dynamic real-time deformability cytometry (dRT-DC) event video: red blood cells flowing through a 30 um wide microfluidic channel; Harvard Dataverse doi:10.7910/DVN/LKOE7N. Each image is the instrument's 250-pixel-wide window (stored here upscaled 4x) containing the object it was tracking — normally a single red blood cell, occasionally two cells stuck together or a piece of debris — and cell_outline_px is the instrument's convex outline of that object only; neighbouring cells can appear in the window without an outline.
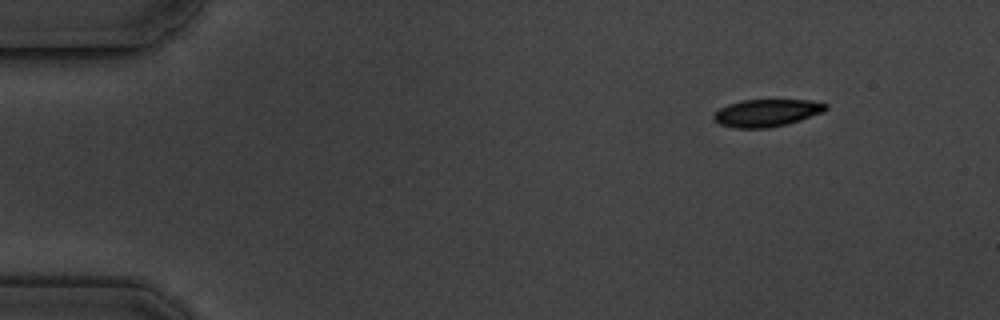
{"species": "common noctule bat (a hibernating species)", "species_latin": "Nyctalus noctula", "temperature_condition": "cold", "stored_images_in_passage": 4, "camera_frame_rate_fps": 3000, "um_per_image_px": 0.085, "animal": {"sex": "male", "body_mass_g": 19.5, "forearm_length_mm": 54.6}, "frame": {"image": 1, "passage_image": 1, "time_ms": 0.0, "image_size_px": [1000, 320], "cell_outline_px": [[828, 108], [824, 112], [788, 124], [768, 128], [736, 128], [720, 124], [712, 120], [712, 116], [720, 108], [728, 104], [740, 100], [808, 100], [828, 104]], "centroid_in_image_um": [65.16, 9.6], "position_along_channel_um": 19.8, "area_um2": 17.98}}
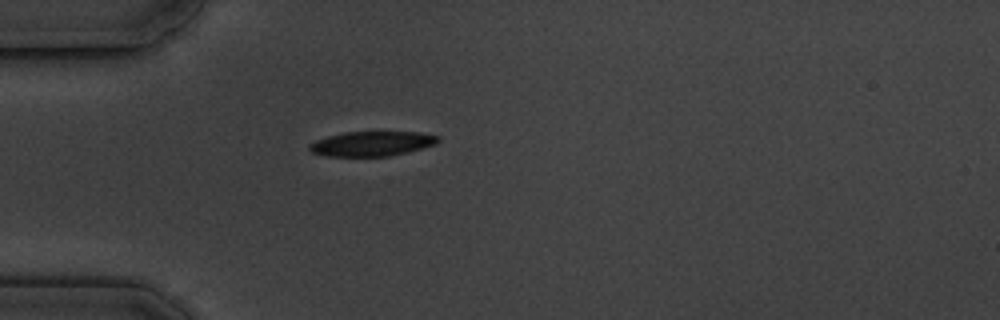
{"frame": {"image": 2, "passage_image": 4, "time_ms": 3.333, "image_size_px": [1000, 320], "cell_outline_px": [[440, 140], [436, 144], [408, 152], [388, 156], [324, 156], [312, 152], [308, 148], [308, 144], [316, 140], [328, 136], [344, 132], [416, 132], [440, 136]], "centroid_in_image_um": [31.6, 12.21], "position_along_channel_um": 53.4, "area_um2": 18.55}}